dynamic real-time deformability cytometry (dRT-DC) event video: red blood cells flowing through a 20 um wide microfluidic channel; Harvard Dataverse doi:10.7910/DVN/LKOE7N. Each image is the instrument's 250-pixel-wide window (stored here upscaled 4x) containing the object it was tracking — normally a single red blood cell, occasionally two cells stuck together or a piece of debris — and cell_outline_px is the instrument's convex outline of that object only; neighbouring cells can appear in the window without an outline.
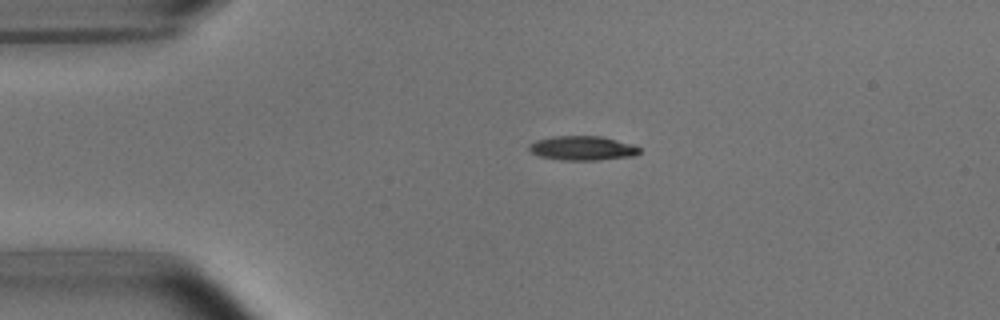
{"species": "common noctule bat (a hibernating species)", "species_latin": "Nyctalus noctula", "temperature_condition": "room temperature", "stored_images_in_passage": 5, "camera_frame_rate_fps": 3000, "um_per_image_px": 0.085, "animal": {"sex": "male", "body_mass_g": 15.6}, "frame": {"image": 1, "passage_image": 3, "time_ms": 2.333, "image_size_px": [1000, 320], "cell_outline_px": [[640, 152], [636, 156], [596, 160], [560, 160], [540, 156], [532, 152], [528, 148], [528, 144], [536, 140], [552, 136], [600, 136], [632, 144], [640, 148]], "centroid_in_image_um": [49.5, 12.59], "position_along_channel_um": 35.5, "area_um2": 15.66}}